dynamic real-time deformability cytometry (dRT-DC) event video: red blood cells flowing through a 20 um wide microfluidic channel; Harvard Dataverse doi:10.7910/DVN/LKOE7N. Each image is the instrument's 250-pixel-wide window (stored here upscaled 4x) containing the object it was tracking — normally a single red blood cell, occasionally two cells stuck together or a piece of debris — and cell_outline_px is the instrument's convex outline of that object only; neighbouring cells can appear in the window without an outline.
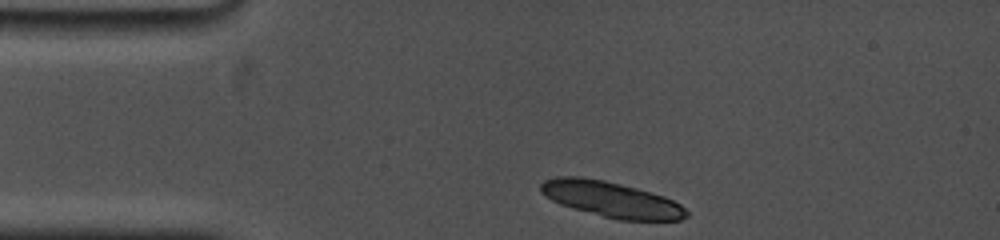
{"species": "common noctule bat (a hibernating species)", "species_latin": "Nyctalus noctula", "temperature_condition": "cold", "stored_images_in_passage": 2, "camera_frame_rate_fps": 5000, "um_per_image_px": 0.085, "animal": {"sex": "female", "body_mass_g": 19.0, "forearm_length_mm": 53.3}, "frame": {"image": 1, "passage_image": 1, "time_ms": 0.0, "image_size_px": [1000, 240], "cell_outline_px": [[688, 216], [680, 220], [616, 220], [572, 208], [560, 204], [552, 200], [540, 192], [540, 184], [544, 180], [556, 176], [580, 176], [604, 180], [636, 188], [664, 196], [680, 204], [688, 212]], "centroid_in_image_um": [51.93, 16.94], "position_along_channel_um": 33.1, "area_um2": 30.29}}